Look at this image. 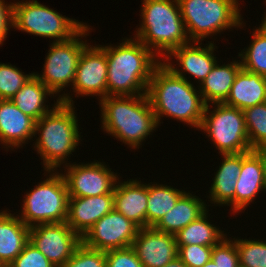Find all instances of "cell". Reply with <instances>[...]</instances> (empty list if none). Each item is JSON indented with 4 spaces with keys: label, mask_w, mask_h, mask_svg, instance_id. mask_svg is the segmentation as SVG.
I'll use <instances>...</instances> for the list:
<instances>
[{
    "label": "cell",
    "mask_w": 266,
    "mask_h": 267,
    "mask_svg": "<svg viewBox=\"0 0 266 267\" xmlns=\"http://www.w3.org/2000/svg\"><path fill=\"white\" fill-rule=\"evenodd\" d=\"M107 56V96L147 94L153 71L162 62L138 39L123 38L119 45H101Z\"/></svg>",
    "instance_id": "cell-1"
},
{
    "label": "cell",
    "mask_w": 266,
    "mask_h": 267,
    "mask_svg": "<svg viewBox=\"0 0 266 267\" xmlns=\"http://www.w3.org/2000/svg\"><path fill=\"white\" fill-rule=\"evenodd\" d=\"M197 88L161 62L153 71L147 89L158 126L165 116L199 131L206 104Z\"/></svg>",
    "instance_id": "cell-2"
},
{
    "label": "cell",
    "mask_w": 266,
    "mask_h": 267,
    "mask_svg": "<svg viewBox=\"0 0 266 267\" xmlns=\"http://www.w3.org/2000/svg\"><path fill=\"white\" fill-rule=\"evenodd\" d=\"M99 106L101 129L134 150L159 128L147 94L106 96Z\"/></svg>",
    "instance_id": "cell-3"
},
{
    "label": "cell",
    "mask_w": 266,
    "mask_h": 267,
    "mask_svg": "<svg viewBox=\"0 0 266 267\" xmlns=\"http://www.w3.org/2000/svg\"><path fill=\"white\" fill-rule=\"evenodd\" d=\"M74 106L60 102L35 123L36 140L33 149L43 160L44 171L58 170V168L61 170V166L68 164L69 156L71 157L80 145L83 136Z\"/></svg>",
    "instance_id": "cell-4"
},
{
    "label": "cell",
    "mask_w": 266,
    "mask_h": 267,
    "mask_svg": "<svg viewBox=\"0 0 266 267\" xmlns=\"http://www.w3.org/2000/svg\"><path fill=\"white\" fill-rule=\"evenodd\" d=\"M138 39L160 60L172 50L190 43L178 0H142ZM163 58H162V57Z\"/></svg>",
    "instance_id": "cell-5"
},
{
    "label": "cell",
    "mask_w": 266,
    "mask_h": 267,
    "mask_svg": "<svg viewBox=\"0 0 266 267\" xmlns=\"http://www.w3.org/2000/svg\"><path fill=\"white\" fill-rule=\"evenodd\" d=\"M178 3L190 41L202 42L211 36L215 40L219 33L246 26L239 0H178Z\"/></svg>",
    "instance_id": "cell-6"
},
{
    "label": "cell",
    "mask_w": 266,
    "mask_h": 267,
    "mask_svg": "<svg viewBox=\"0 0 266 267\" xmlns=\"http://www.w3.org/2000/svg\"><path fill=\"white\" fill-rule=\"evenodd\" d=\"M89 26L85 24L68 40L50 43V48L43 64V71L40 74L34 72V75L55 96H58L61 103L74 105L75 101H73L70 93L64 92L61 95L59 93L74 83L79 58L84 48L89 44L87 40H82L81 38L89 36V33L92 32V27L90 28Z\"/></svg>",
    "instance_id": "cell-7"
},
{
    "label": "cell",
    "mask_w": 266,
    "mask_h": 267,
    "mask_svg": "<svg viewBox=\"0 0 266 267\" xmlns=\"http://www.w3.org/2000/svg\"><path fill=\"white\" fill-rule=\"evenodd\" d=\"M43 174L46 178L24 193L21 212L17 214L29 228L67 219L69 193L62 173L45 170Z\"/></svg>",
    "instance_id": "cell-8"
},
{
    "label": "cell",
    "mask_w": 266,
    "mask_h": 267,
    "mask_svg": "<svg viewBox=\"0 0 266 267\" xmlns=\"http://www.w3.org/2000/svg\"><path fill=\"white\" fill-rule=\"evenodd\" d=\"M212 105L205 106L199 130L206 133L213 146L218 149V154L251 151L243 110L224 103Z\"/></svg>",
    "instance_id": "cell-9"
},
{
    "label": "cell",
    "mask_w": 266,
    "mask_h": 267,
    "mask_svg": "<svg viewBox=\"0 0 266 267\" xmlns=\"http://www.w3.org/2000/svg\"><path fill=\"white\" fill-rule=\"evenodd\" d=\"M86 23L66 17L37 0H21L14 3V29L65 41L72 38Z\"/></svg>",
    "instance_id": "cell-10"
},
{
    "label": "cell",
    "mask_w": 266,
    "mask_h": 267,
    "mask_svg": "<svg viewBox=\"0 0 266 267\" xmlns=\"http://www.w3.org/2000/svg\"><path fill=\"white\" fill-rule=\"evenodd\" d=\"M62 176L65 180L69 197H92L113 194L117 173L111 171L109 165L101 161L91 163H71L62 167ZM64 173V174H63Z\"/></svg>",
    "instance_id": "cell-11"
},
{
    "label": "cell",
    "mask_w": 266,
    "mask_h": 267,
    "mask_svg": "<svg viewBox=\"0 0 266 267\" xmlns=\"http://www.w3.org/2000/svg\"><path fill=\"white\" fill-rule=\"evenodd\" d=\"M29 242L55 267H62L82 244V237L66 222L30 227Z\"/></svg>",
    "instance_id": "cell-12"
},
{
    "label": "cell",
    "mask_w": 266,
    "mask_h": 267,
    "mask_svg": "<svg viewBox=\"0 0 266 267\" xmlns=\"http://www.w3.org/2000/svg\"><path fill=\"white\" fill-rule=\"evenodd\" d=\"M139 227L115 209L98 220L82 237L91 249L109 251L132 246Z\"/></svg>",
    "instance_id": "cell-13"
},
{
    "label": "cell",
    "mask_w": 266,
    "mask_h": 267,
    "mask_svg": "<svg viewBox=\"0 0 266 267\" xmlns=\"http://www.w3.org/2000/svg\"><path fill=\"white\" fill-rule=\"evenodd\" d=\"M95 45V46H94ZM88 44L78 61L76 76L72 85L75 97L98 96L99 100L107 96V56L99 44ZM100 98V99H99Z\"/></svg>",
    "instance_id": "cell-14"
},
{
    "label": "cell",
    "mask_w": 266,
    "mask_h": 267,
    "mask_svg": "<svg viewBox=\"0 0 266 267\" xmlns=\"http://www.w3.org/2000/svg\"><path fill=\"white\" fill-rule=\"evenodd\" d=\"M202 44L199 41H191L182 45L172 50L162 59V62L177 76L188 80L186 77L188 73L193 79L195 78V81H198L197 84H200L218 61L216 55H214L215 49L218 48L214 40L208 41L207 44H203L204 46ZM173 57L177 62L176 64L172 62Z\"/></svg>",
    "instance_id": "cell-15"
},
{
    "label": "cell",
    "mask_w": 266,
    "mask_h": 267,
    "mask_svg": "<svg viewBox=\"0 0 266 267\" xmlns=\"http://www.w3.org/2000/svg\"><path fill=\"white\" fill-rule=\"evenodd\" d=\"M131 247L143 267H164L178 257L175 235L153 227L139 228Z\"/></svg>",
    "instance_id": "cell-16"
},
{
    "label": "cell",
    "mask_w": 266,
    "mask_h": 267,
    "mask_svg": "<svg viewBox=\"0 0 266 267\" xmlns=\"http://www.w3.org/2000/svg\"><path fill=\"white\" fill-rule=\"evenodd\" d=\"M36 121L11 100H0V144L6 151L20 149L35 137ZM9 148V149H8Z\"/></svg>",
    "instance_id": "cell-17"
},
{
    "label": "cell",
    "mask_w": 266,
    "mask_h": 267,
    "mask_svg": "<svg viewBox=\"0 0 266 267\" xmlns=\"http://www.w3.org/2000/svg\"><path fill=\"white\" fill-rule=\"evenodd\" d=\"M116 181L114 209L139 228H147L148 184L136 179Z\"/></svg>",
    "instance_id": "cell-18"
},
{
    "label": "cell",
    "mask_w": 266,
    "mask_h": 267,
    "mask_svg": "<svg viewBox=\"0 0 266 267\" xmlns=\"http://www.w3.org/2000/svg\"><path fill=\"white\" fill-rule=\"evenodd\" d=\"M114 209V194L92 197H69L67 225L81 237Z\"/></svg>",
    "instance_id": "cell-19"
},
{
    "label": "cell",
    "mask_w": 266,
    "mask_h": 267,
    "mask_svg": "<svg viewBox=\"0 0 266 267\" xmlns=\"http://www.w3.org/2000/svg\"><path fill=\"white\" fill-rule=\"evenodd\" d=\"M235 188V215L254 203L260 191H266L262 162L253 150L242 152V166Z\"/></svg>",
    "instance_id": "cell-20"
},
{
    "label": "cell",
    "mask_w": 266,
    "mask_h": 267,
    "mask_svg": "<svg viewBox=\"0 0 266 267\" xmlns=\"http://www.w3.org/2000/svg\"><path fill=\"white\" fill-rule=\"evenodd\" d=\"M221 156L222 162L214 172L207 198L215 207L231 206V211L235 215V187L242 166V153L221 154Z\"/></svg>",
    "instance_id": "cell-21"
},
{
    "label": "cell",
    "mask_w": 266,
    "mask_h": 267,
    "mask_svg": "<svg viewBox=\"0 0 266 267\" xmlns=\"http://www.w3.org/2000/svg\"><path fill=\"white\" fill-rule=\"evenodd\" d=\"M30 228L16 213L0 210V263L8 267L29 242Z\"/></svg>",
    "instance_id": "cell-22"
},
{
    "label": "cell",
    "mask_w": 266,
    "mask_h": 267,
    "mask_svg": "<svg viewBox=\"0 0 266 267\" xmlns=\"http://www.w3.org/2000/svg\"><path fill=\"white\" fill-rule=\"evenodd\" d=\"M207 200L187 191L178 199L173 209L166 213L153 227L157 231L176 235L181 229L188 226L203 215L210 205ZM208 206V207H207Z\"/></svg>",
    "instance_id": "cell-23"
},
{
    "label": "cell",
    "mask_w": 266,
    "mask_h": 267,
    "mask_svg": "<svg viewBox=\"0 0 266 267\" xmlns=\"http://www.w3.org/2000/svg\"><path fill=\"white\" fill-rule=\"evenodd\" d=\"M266 102V77L241 69L224 104L238 109Z\"/></svg>",
    "instance_id": "cell-24"
},
{
    "label": "cell",
    "mask_w": 266,
    "mask_h": 267,
    "mask_svg": "<svg viewBox=\"0 0 266 267\" xmlns=\"http://www.w3.org/2000/svg\"><path fill=\"white\" fill-rule=\"evenodd\" d=\"M48 96L56 97L48 87L33 75L10 99L24 114L38 121L43 115L51 112L59 103L57 98L54 105H46ZM51 108V109H50Z\"/></svg>",
    "instance_id": "cell-25"
},
{
    "label": "cell",
    "mask_w": 266,
    "mask_h": 267,
    "mask_svg": "<svg viewBox=\"0 0 266 267\" xmlns=\"http://www.w3.org/2000/svg\"><path fill=\"white\" fill-rule=\"evenodd\" d=\"M219 62L214 65L212 71L198 85L204 103H223L228 97L233 82L242 69L240 60H232L220 65Z\"/></svg>",
    "instance_id": "cell-26"
},
{
    "label": "cell",
    "mask_w": 266,
    "mask_h": 267,
    "mask_svg": "<svg viewBox=\"0 0 266 267\" xmlns=\"http://www.w3.org/2000/svg\"><path fill=\"white\" fill-rule=\"evenodd\" d=\"M209 209L201 215L197 220L191 222L188 226L181 229L176 235V243L178 246L201 245L214 246L218 244L224 237L229 236L224 233L218 226L209 222ZM208 218V219H207Z\"/></svg>",
    "instance_id": "cell-27"
},
{
    "label": "cell",
    "mask_w": 266,
    "mask_h": 267,
    "mask_svg": "<svg viewBox=\"0 0 266 267\" xmlns=\"http://www.w3.org/2000/svg\"><path fill=\"white\" fill-rule=\"evenodd\" d=\"M185 190L167 184L148 182L147 227H154L162 217L174 208Z\"/></svg>",
    "instance_id": "cell-28"
},
{
    "label": "cell",
    "mask_w": 266,
    "mask_h": 267,
    "mask_svg": "<svg viewBox=\"0 0 266 267\" xmlns=\"http://www.w3.org/2000/svg\"><path fill=\"white\" fill-rule=\"evenodd\" d=\"M253 28L252 41L238 53L241 67L247 71L266 77V21Z\"/></svg>",
    "instance_id": "cell-29"
},
{
    "label": "cell",
    "mask_w": 266,
    "mask_h": 267,
    "mask_svg": "<svg viewBox=\"0 0 266 267\" xmlns=\"http://www.w3.org/2000/svg\"><path fill=\"white\" fill-rule=\"evenodd\" d=\"M251 149L266 146V102L243 110Z\"/></svg>",
    "instance_id": "cell-30"
},
{
    "label": "cell",
    "mask_w": 266,
    "mask_h": 267,
    "mask_svg": "<svg viewBox=\"0 0 266 267\" xmlns=\"http://www.w3.org/2000/svg\"><path fill=\"white\" fill-rule=\"evenodd\" d=\"M242 267H266V240L232 238Z\"/></svg>",
    "instance_id": "cell-31"
},
{
    "label": "cell",
    "mask_w": 266,
    "mask_h": 267,
    "mask_svg": "<svg viewBox=\"0 0 266 267\" xmlns=\"http://www.w3.org/2000/svg\"><path fill=\"white\" fill-rule=\"evenodd\" d=\"M34 75L24 74L21 69L8 63H0V100H10L18 90Z\"/></svg>",
    "instance_id": "cell-32"
},
{
    "label": "cell",
    "mask_w": 266,
    "mask_h": 267,
    "mask_svg": "<svg viewBox=\"0 0 266 267\" xmlns=\"http://www.w3.org/2000/svg\"><path fill=\"white\" fill-rule=\"evenodd\" d=\"M239 255L231 237H224L212 247L211 259L202 267H239Z\"/></svg>",
    "instance_id": "cell-33"
},
{
    "label": "cell",
    "mask_w": 266,
    "mask_h": 267,
    "mask_svg": "<svg viewBox=\"0 0 266 267\" xmlns=\"http://www.w3.org/2000/svg\"><path fill=\"white\" fill-rule=\"evenodd\" d=\"M62 267H106L105 252L88 248L82 243Z\"/></svg>",
    "instance_id": "cell-34"
},
{
    "label": "cell",
    "mask_w": 266,
    "mask_h": 267,
    "mask_svg": "<svg viewBox=\"0 0 266 267\" xmlns=\"http://www.w3.org/2000/svg\"><path fill=\"white\" fill-rule=\"evenodd\" d=\"M212 247L201 245L178 246V258L187 267H202L211 259Z\"/></svg>",
    "instance_id": "cell-35"
},
{
    "label": "cell",
    "mask_w": 266,
    "mask_h": 267,
    "mask_svg": "<svg viewBox=\"0 0 266 267\" xmlns=\"http://www.w3.org/2000/svg\"><path fill=\"white\" fill-rule=\"evenodd\" d=\"M8 267H55L36 247L28 242Z\"/></svg>",
    "instance_id": "cell-36"
},
{
    "label": "cell",
    "mask_w": 266,
    "mask_h": 267,
    "mask_svg": "<svg viewBox=\"0 0 266 267\" xmlns=\"http://www.w3.org/2000/svg\"><path fill=\"white\" fill-rule=\"evenodd\" d=\"M105 256L106 267H143L131 246L106 251Z\"/></svg>",
    "instance_id": "cell-37"
},
{
    "label": "cell",
    "mask_w": 266,
    "mask_h": 267,
    "mask_svg": "<svg viewBox=\"0 0 266 267\" xmlns=\"http://www.w3.org/2000/svg\"><path fill=\"white\" fill-rule=\"evenodd\" d=\"M14 3L0 0V46L6 40L8 31L14 28Z\"/></svg>",
    "instance_id": "cell-38"
},
{
    "label": "cell",
    "mask_w": 266,
    "mask_h": 267,
    "mask_svg": "<svg viewBox=\"0 0 266 267\" xmlns=\"http://www.w3.org/2000/svg\"><path fill=\"white\" fill-rule=\"evenodd\" d=\"M253 151L260 157V160L263 166V171H264L265 183H266V146L255 148L253 149Z\"/></svg>",
    "instance_id": "cell-39"
},
{
    "label": "cell",
    "mask_w": 266,
    "mask_h": 267,
    "mask_svg": "<svg viewBox=\"0 0 266 267\" xmlns=\"http://www.w3.org/2000/svg\"><path fill=\"white\" fill-rule=\"evenodd\" d=\"M164 267H187L178 257L166 264Z\"/></svg>",
    "instance_id": "cell-40"
},
{
    "label": "cell",
    "mask_w": 266,
    "mask_h": 267,
    "mask_svg": "<svg viewBox=\"0 0 266 267\" xmlns=\"http://www.w3.org/2000/svg\"><path fill=\"white\" fill-rule=\"evenodd\" d=\"M265 3H266V0H265ZM263 19L266 21V12H264V18Z\"/></svg>",
    "instance_id": "cell-41"
}]
</instances>
